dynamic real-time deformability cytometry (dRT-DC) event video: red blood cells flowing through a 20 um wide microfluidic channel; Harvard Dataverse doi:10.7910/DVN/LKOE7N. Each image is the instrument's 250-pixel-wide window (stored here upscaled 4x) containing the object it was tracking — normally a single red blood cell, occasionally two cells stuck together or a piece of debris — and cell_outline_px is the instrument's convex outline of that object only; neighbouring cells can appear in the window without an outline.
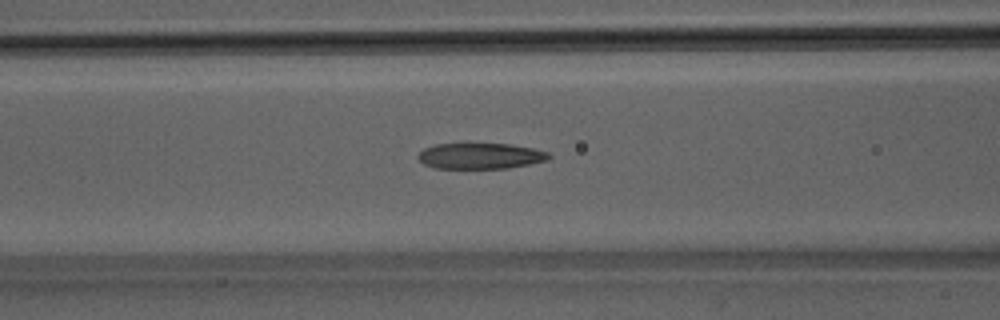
{"species": "Egyptian fruit bat (a non-hibernating species)", "species_latin": "Rousettus aegyptiacus", "temperature_condition": "room temperature", "stored_images_in_passage": 51, "camera_frame_rate_fps": 3000, "um_per_image_px": 0.085, "animal": {"sex": "male"}, "frame": {"image": 1, "passage_image": 21, "time_ms": 6.667, "image_size_px": [1000, 320], "cell_outline_px": [[552, 156], [548, 160], [508, 168], [436, 168], [424, 164], [416, 156], [424, 148], [436, 144], [468, 140], [508, 144], [532, 148], [548, 152]], "centroid_in_image_um": [40.79, 13.2], "position_along_channel_um": 125.8, "area_um2": 20.58}}
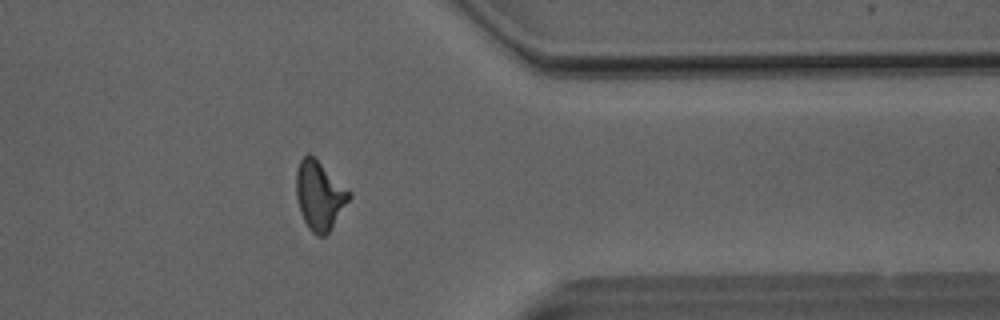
{"frame": {"image": 2, "passage_image": 41, "time_ms": 13.333, "image_size_px": [1000, 320], "cell_outline_px": [[352, 196], [328, 232], [324, 236], [316, 236], [308, 228], [300, 212], [296, 196], [296, 172], [300, 160], [308, 152], [316, 156], [352, 192]], "centroid_in_image_um": [27.16, 16.55], "position_along_channel_um": 384.2, "area_um2": 21.56}}
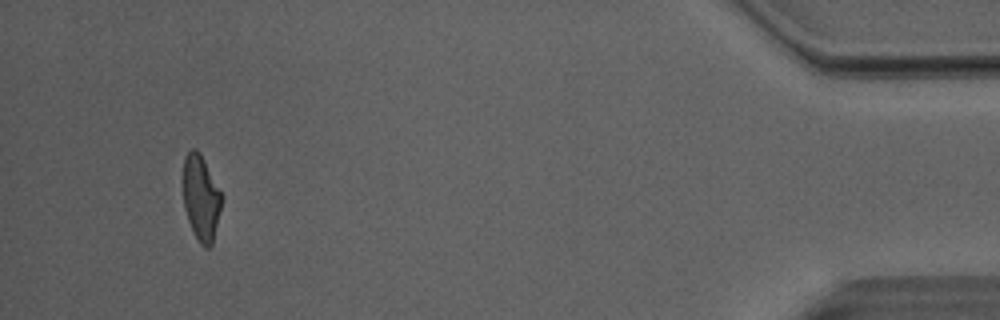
{"frame": {"image": 3, "passage_image": 48, "time_ms": 15.667, "image_size_px": [1000, 320], "cell_outline_px": [[224, 196], [212, 244], [208, 248], [204, 248], [200, 244], [192, 232], [184, 208], [184, 156], [192, 148], [196, 148], [200, 152]], "centroid_in_image_um": [17.11, 16.83], "position_along_channel_um": 418.1, "area_um2": 19.36}, "authors_computed_cell_mechanics": {"area_um2": 21.0392, "velocity_mm_per_s": 4.0617, "shape_relaxation_time_tau1_ms": 6.0202, "shape_relaxation_time_tau2_ms": 1.9601, "deformation_change_tau1": 0.1996, "deformation_change_tau2": 0.1173}}